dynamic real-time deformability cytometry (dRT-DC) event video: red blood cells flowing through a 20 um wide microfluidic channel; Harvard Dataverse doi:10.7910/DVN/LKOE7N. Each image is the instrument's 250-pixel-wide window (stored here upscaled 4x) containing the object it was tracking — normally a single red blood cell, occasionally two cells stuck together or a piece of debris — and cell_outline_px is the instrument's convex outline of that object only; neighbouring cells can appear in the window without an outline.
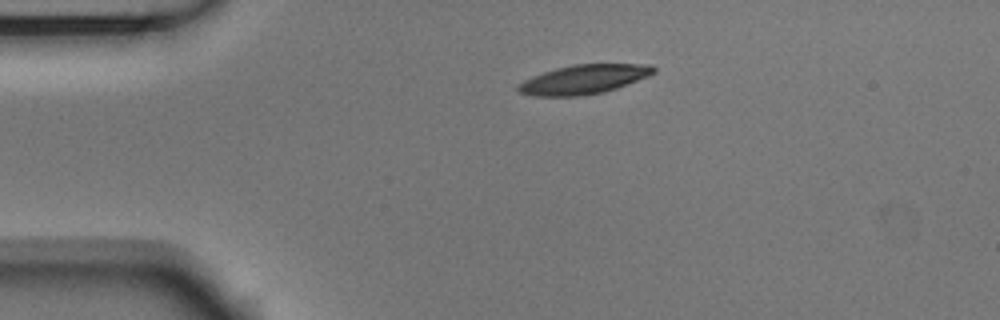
{"species": "Egyptian fruit bat (a non-hibernating species)", "species_latin": "Rousettus aegyptiacus", "temperature_condition": "room temperature", "stored_images_in_passage": 44, "camera_frame_rate_fps": 3000, "um_per_image_px": 0.085, "animal": {"sex": "male"}, "frame": {"image": 1, "passage_image": 1, "time_ms": 0.0, "image_size_px": [1000, 320], "cell_outline_px": [[656, 72], [648, 76], [616, 88], [604, 92], [576, 96], [532, 96], [520, 92], [516, 88], [516, 84], [532, 76], [556, 68], [572, 64], [648, 64], [656, 68]], "centroid_in_image_um": [49.59, 6.74], "position_along_channel_um": 35.4, "area_um2": 23.0}}
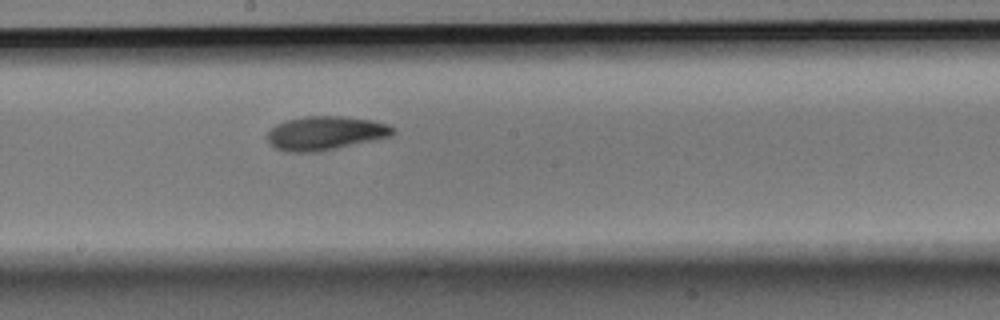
{"frame": {"image": 2, "passage_image": 19, "time_ms": 6.0, "image_size_px": [1000, 320], "cell_outline_px": [[396, 132], [392, 136], [320, 152], [288, 152], [276, 148], [268, 140], [268, 132], [276, 124], [288, 120], [304, 116], [344, 116], [372, 120], [388, 124], [396, 128]], "centroid_in_image_um": [27.71, 11.31], "position_along_channel_um": 220.5, "area_um2": 24.85}}
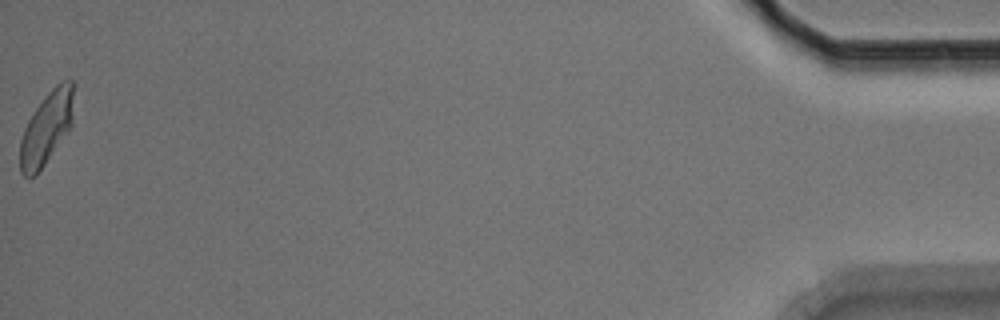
{"frame": {"image": 3, "passage_image": 44, "time_ms": 14.333, "image_size_px": [1000, 320], "cell_outline_px": [[76, 84], [72, 124], [36, 176], [28, 180], [20, 172], [20, 140], [24, 128], [28, 120], [44, 96], [60, 80], [72, 80]], "centroid_in_image_um": [3.97, 10.84], "position_along_channel_um": 431.2, "area_um2": 23.06}, "authors_computed_cell_mechanics": {"area_um2": 23.3512, "velocity_mm_per_s": 3.704, "shape_relaxation_time_tau1_ms": 3.7319, "shape_relaxation_time_tau2_ms": 2.9569, "deformation_change_tau1": 0.1442, "deformation_change_tau2": 0.087}}